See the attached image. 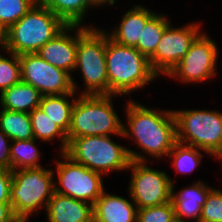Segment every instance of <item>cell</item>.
<instances>
[{
	"label": "cell",
	"instance_id": "obj_1",
	"mask_svg": "<svg viewBox=\"0 0 222 222\" xmlns=\"http://www.w3.org/2000/svg\"><path fill=\"white\" fill-rule=\"evenodd\" d=\"M127 124H123V138L133 139L146 154L127 148L130 160L149 161V157H167L177 143L176 120L173 110L148 108L130 99L126 101ZM128 125V127H127Z\"/></svg>",
	"mask_w": 222,
	"mask_h": 222
},
{
	"label": "cell",
	"instance_id": "obj_2",
	"mask_svg": "<svg viewBox=\"0 0 222 222\" xmlns=\"http://www.w3.org/2000/svg\"><path fill=\"white\" fill-rule=\"evenodd\" d=\"M105 59L108 94L115 97L131 95L158 78L146 56L135 47L121 45L109 36L106 38Z\"/></svg>",
	"mask_w": 222,
	"mask_h": 222
},
{
	"label": "cell",
	"instance_id": "obj_3",
	"mask_svg": "<svg viewBox=\"0 0 222 222\" xmlns=\"http://www.w3.org/2000/svg\"><path fill=\"white\" fill-rule=\"evenodd\" d=\"M110 94H79L76 97L70 127L67 133L68 143L83 136H123V123L114 110Z\"/></svg>",
	"mask_w": 222,
	"mask_h": 222
},
{
	"label": "cell",
	"instance_id": "obj_4",
	"mask_svg": "<svg viewBox=\"0 0 222 222\" xmlns=\"http://www.w3.org/2000/svg\"><path fill=\"white\" fill-rule=\"evenodd\" d=\"M66 26L60 17L37 2L19 21L6 30L4 49L16 55L37 53Z\"/></svg>",
	"mask_w": 222,
	"mask_h": 222
},
{
	"label": "cell",
	"instance_id": "obj_5",
	"mask_svg": "<svg viewBox=\"0 0 222 222\" xmlns=\"http://www.w3.org/2000/svg\"><path fill=\"white\" fill-rule=\"evenodd\" d=\"M54 171L43 166L12 171L10 204L20 222H29L33 213L46 209L55 192Z\"/></svg>",
	"mask_w": 222,
	"mask_h": 222
},
{
	"label": "cell",
	"instance_id": "obj_6",
	"mask_svg": "<svg viewBox=\"0 0 222 222\" xmlns=\"http://www.w3.org/2000/svg\"><path fill=\"white\" fill-rule=\"evenodd\" d=\"M77 25V56L75 71H81L85 89L81 94H108L106 68L107 30L93 25ZM93 26V27H92Z\"/></svg>",
	"mask_w": 222,
	"mask_h": 222
},
{
	"label": "cell",
	"instance_id": "obj_7",
	"mask_svg": "<svg viewBox=\"0 0 222 222\" xmlns=\"http://www.w3.org/2000/svg\"><path fill=\"white\" fill-rule=\"evenodd\" d=\"M177 142L202 149L222 159V112L216 110H173Z\"/></svg>",
	"mask_w": 222,
	"mask_h": 222
},
{
	"label": "cell",
	"instance_id": "obj_8",
	"mask_svg": "<svg viewBox=\"0 0 222 222\" xmlns=\"http://www.w3.org/2000/svg\"><path fill=\"white\" fill-rule=\"evenodd\" d=\"M111 139V135L74 138L68 143L65 154L74 162L102 175L127 171L131 161L128 150Z\"/></svg>",
	"mask_w": 222,
	"mask_h": 222
},
{
	"label": "cell",
	"instance_id": "obj_9",
	"mask_svg": "<svg viewBox=\"0 0 222 222\" xmlns=\"http://www.w3.org/2000/svg\"><path fill=\"white\" fill-rule=\"evenodd\" d=\"M59 155L62 160L56 161L55 192L94 205L106 191L102 181L104 175L74 162L65 153Z\"/></svg>",
	"mask_w": 222,
	"mask_h": 222
},
{
	"label": "cell",
	"instance_id": "obj_10",
	"mask_svg": "<svg viewBox=\"0 0 222 222\" xmlns=\"http://www.w3.org/2000/svg\"><path fill=\"white\" fill-rule=\"evenodd\" d=\"M147 161H130L131 170L128 196L137 206V209L159 206L172 199L174 180L163 170L147 166Z\"/></svg>",
	"mask_w": 222,
	"mask_h": 222
},
{
	"label": "cell",
	"instance_id": "obj_11",
	"mask_svg": "<svg viewBox=\"0 0 222 222\" xmlns=\"http://www.w3.org/2000/svg\"><path fill=\"white\" fill-rule=\"evenodd\" d=\"M216 42L207 35L201 33L190 46L186 55L167 75L184 83H201L216 76L218 58Z\"/></svg>",
	"mask_w": 222,
	"mask_h": 222
},
{
	"label": "cell",
	"instance_id": "obj_12",
	"mask_svg": "<svg viewBox=\"0 0 222 222\" xmlns=\"http://www.w3.org/2000/svg\"><path fill=\"white\" fill-rule=\"evenodd\" d=\"M22 82L32 85L43 96L77 93V83L68 72L56 68L37 53L19 55Z\"/></svg>",
	"mask_w": 222,
	"mask_h": 222
},
{
	"label": "cell",
	"instance_id": "obj_13",
	"mask_svg": "<svg viewBox=\"0 0 222 222\" xmlns=\"http://www.w3.org/2000/svg\"><path fill=\"white\" fill-rule=\"evenodd\" d=\"M192 22L182 27H173L170 23L166 27L155 53L149 58L151 68L158 77L162 75L167 77L202 33L201 24Z\"/></svg>",
	"mask_w": 222,
	"mask_h": 222
},
{
	"label": "cell",
	"instance_id": "obj_14",
	"mask_svg": "<svg viewBox=\"0 0 222 222\" xmlns=\"http://www.w3.org/2000/svg\"><path fill=\"white\" fill-rule=\"evenodd\" d=\"M72 31L76 33L70 35ZM37 54L46 62L71 75L76 66L77 25H67L61 32L42 46Z\"/></svg>",
	"mask_w": 222,
	"mask_h": 222
},
{
	"label": "cell",
	"instance_id": "obj_15",
	"mask_svg": "<svg viewBox=\"0 0 222 222\" xmlns=\"http://www.w3.org/2000/svg\"><path fill=\"white\" fill-rule=\"evenodd\" d=\"M47 222H93V205L72 197L53 193L48 201Z\"/></svg>",
	"mask_w": 222,
	"mask_h": 222
},
{
	"label": "cell",
	"instance_id": "obj_16",
	"mask_svg": "<svg viewBox=\"0 0 222 222\" xmlns=\"http://www.w3.org/2000/svg\"><path fill=\"white\" fill-rule=\"evenodd\" d=\"M103 192L93 205L94 222H137V206L131 199Z\"/></svg>",
	"mask_w": 222,
	"mask_h": 222
},
{
	"label": "cell",
	"instance_id": "obj_17",
	"mask_svg": "<svg viewBox=\"0 0 222 222\" xmlns=\"http://www.w3.org/2000/svg\"><path fill=\"white\" fill-rule=\"evenodd\" d=\"M186 187L178 192H175V188L172 187L171 201L174 206L175 218L183 221H185L184 218H188L199 222L202 206L212 187L200 180Z\"/></svg>",
	"mask_w": 222,
	"mask_h": 222
},
{
	"label": "cell",
	"instance_id": "obj_18",
	"mask_svg": "<svg viewBox=\"0 0 222 222\" xmlns=\"http://www.w3.org/2000/svg\"><path fill=\"white\" fill-rule=\"evenodd\" d=\"M154 11L143 5L137 4L122 15L119 26L108 33L109 37L115 42L135 47L141 39L142 30L146 22L154 15Z\"/></svg>",
	"mask_w": 222,
	"mask_h": 222
},
{
	"label": "cell",
	"instance_id": "obj_19",
	"mask_svg": "<svg viewBox=\"0 0 222 222\" xmlns=\"http://www.w3.org/2000/svg\"><path fill=\"white\" fill-rule=\"evenodd\" d=\"M42 96L32 85L21 81L0 93V106L10 111L30 113L39 107Z\"/></svg>",
	"mask_w": 222,
	"mask_h": 222
},
{
	"label": "cell",
	"instance_id": "obj_20",
	"mask_svg": "<svg viewBox=\"0 0 222 222\" xmlns=\"http://www.w3.org/2000/svg\"><path fill=\"white\" fill-rule=\"evenodd\" d=\"M75 94L44 95L41 98L39 108L46 116L53 120L66 134L68 133L72 109L76 100ZM70 97L72 100L70 101Z\"/></svg>",
	"mask_w": 222,
	"mask_h": 222
},
{
	"label": "cell",
	"instance_id": "obj_21",
	"mask_svg": "<svg viewBox=\"0 0 222 222\" xmlns=\"http://www.w3.org/2000/svg\"><path fill=\"white\" fill-rule=\"evenodd\" d=\"M39 2L67 25H82L89 8L98 7L93 0H40Z\"/></svg>",
	"mask_w": 222,
	"mask_h": 222
},
{
	"label": "cell",
	"instance_id": "obj_22",
	"mask_svg": "<svg viewBox=\"0 0 222 222\" xmlns=\"http://www.w3.org/2000/svg\"><path fill=\"white\" fill-rule=\"evenodd\" d=\"M31 119V125L33 129L34 138L36 140H41L42 142H50L55 138H59L61 145L59 152L65 153L68 146L67 134L53 122L46 114L40 110V108H35L29 113Z\"/></svg>",
	"mask_w": 222,
	"mask_h": 222
},
{
	"label": "cell",
	"instance_id": "obj_23",
	"mask_svg": "<svg viewBox=\"0 0 222 222\" xmlns=\"http://www.w3.org/2000/svg\"><path fill=\"white\" fill-rule=\"evenodd\" d=\"M0 129L12 140L33 139V129L29 113L0 110Z\"/></svg>",
	"mask_w": 222,
	"mask_h": 222
},
{
	"label": "cell",
	"instance_id": "obj_24",
	"mask_svg": "<svg viewBox=\"0 0 222 222\" xmlns=\"http://www.w3.org/2000/svg\"><path fill=\"white\" fill-rule=\"evenodd\" d=\"M171 22L164 13L155 14L146 22L135 48L148 59L155 53L157 45Z\"/></svg>",
	"mask_w": 222,
	"mask_h": 222
},
{
	"label": "cell",
	"instance_id": "obj_25",
	"mask_svg": "<svg viewBox=\"0 0 222 222\" xmlns=\"http://www.w3.org/2000/svg\"><path fill=\"white\" fill-rule=\"evenodd\" d=\"M37 140L27 139V140H12L10 145V161H11V171L17 169L41 167L40 161V151L35 144Z\"/></svg>",
	"mask_w": 222,
	"mask_h": 222
},
{
	"label": "cell",
	"instance_id": "obj_26",
	"mask_svg": "<svg viewBox=\"0 0 222 222\" xmlns=\"http://www.w3.org/2000/svg\"><path fill=\"white\" fill-rule=\"evenodd\" d=\"M199 148L177 142L168 154L170 164L176 169V173H192L201 163L203 153ZM171 158V159H170Z\"/></svg>",
	"mask_w": 222,
	"mask_h": 222
},
{
	"label": "cell",
	"instance_id": "obj_27",
	"mask_svg": "<svg viewBox=\"0 0 222 222\" xmlns=\"http://www.w3.org/2000/svg\"><path fill=\"white\" fill-rule=\"evenodd\" d=\"M37 2V0H0V24L7 30Z\"/></svg>",
	"mask_w": 222,
	"mask_h": 222
},
{
	"label": "cell",
	"instance_id": "obj_28",
	"mask_svg": "<svg viewBox=\"0 0 222 222\" xmlns=\"http://www.w3.org/2000/svg\"><path fill=\"white\" fill-rule=\"evenodd\" d=\"M2 51L8 53L9 57L2 55L0 51V93L22 81L19 55L5 49Z\"/></svg>",
	"mask_w": 222,
	"mask_h": 222
},
{
	"label": "cell",
	"instance_id": "obj_29",
	"mask_svg": "<svg viewBox=\"0 0 222 222\" xmlns=\"http://www.w3.org/2000/svg\"><path fill=\"white\" fill-rule=\"evenodd\" d=\"M199 222H222V190L212 188L209 191Z\"/></svg>",
	"mask_w": 222,
	"mask_h": 222
},
{
	"label": "cell",
	"instance_id": "obj_30",
	"mask_svg": "<svg viewBox=\"0 0 222 222\" xmlns=\"http://www.w3.org/2000/svg\"><path fill=\"white\" fill-rule=\"evenodd\" d=\"M175 218L171 202L137 210V222H171Z\"/></svg>",
	"mask_w": 222,
	"mask_h": 222
},
{
	"label": "cell",
	"instance_id": "obj_31",
	"mask_svg": "<svg viewBox=\"0 0 222 222\" xmlns=\"http://www.w3.org/2000/svg\"><path fill=\"white\" fill-rule=\"evenodd\" d=\"M11 139L0 129V169L11 170Z\"/></svg>",
	"mask_w": 222,
	"mask_h": 222
},
{
	"label": "cell",
	"instance_id": "obj_32",
	"mask_svg": "<svg viewBox=\"0 0 222 222\" xmlns=\"http://www.w3.org/2000/svg\"><path fill=\"white\" fill-rule=\"evenodd\" d=\"M12 171L0 169V202H10Z\"/></svg>",
	"mask_w": 222,
	"mask_h": 222
},
{
	"label": "cell",
	"instance_id": "obj_33",
	"mask_svg": "<svg viewBox=\"0 0 222 222\" xmlns=\"http://www.w3.org/2000/svg\"><path fill=\"white\" fill-rule=\"evenodd\" d=\"M0 222H20L14 215L10 202H0Z\"/></svg>",
	"mask_w": 222,
	"mask_h": 222
},
{
	"label": "cell",
	"instance_id": "obj_34",
	"mask_svg": "<svg viewBox=\"0 0 222 222\" xmlns=\"http://www.w3.org/2000/svg\"><path fill=\"white\" fill-rule=\"evenodd\" d=\"M6 44V29L0 24V48L3 50Z\"/></svg>",
	"mask_w": 222,
	"mask_h": 222
},
{
	"label": "cell",
	"instance_id": "obj_35",
	"mask_svg": "<svg viewBox=\"0 0 222 222\" xmlns=\"http://www.w3.org/2000/svg\"><path fill=\"white\" fill-rule=\"evenodd\" d=\"M117 0H93V2L99 7H101L102 5L104 6L105 4L108 6L113 5Z\"/></svg>",
	"mask_w": 222,
	"mask_h": 222
},
{
	"label": "cell",
	"instance_id": "obj_36",
	"mask_svg": "<svg viewBox=\"0 0 222 222\" xmlns=\"http://www.w3.org/2000/svg\"><path fill=\"white\" fill-rule=\"evenodd\" d=\"M171 222H189V221H183L181 219H177V218H174Z\"/></svg>",
	"mask_w": 222,
	"mask_h": 222
}]
</instances>
